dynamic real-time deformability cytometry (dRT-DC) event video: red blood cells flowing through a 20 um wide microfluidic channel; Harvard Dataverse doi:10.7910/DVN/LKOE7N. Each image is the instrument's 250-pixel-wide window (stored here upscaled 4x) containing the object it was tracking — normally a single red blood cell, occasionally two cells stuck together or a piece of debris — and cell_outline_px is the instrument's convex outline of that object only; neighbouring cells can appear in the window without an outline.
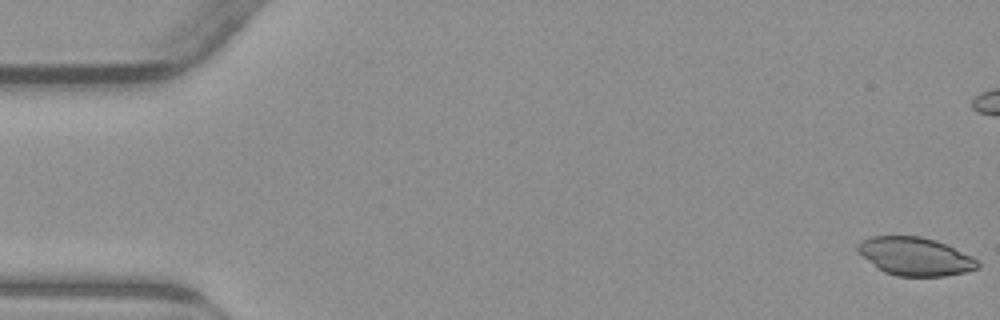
{"species": "common noctule bat (a hibernating species)", "species_latin": "Nyctalus noctula", "temperature_condition": "warm", "stored_images_in_passage": 55, "camera_frame_rate_fps": 3000, "um_per_image_px": 0.085, "animal": {"sex": "male", "body_mass_g": 23.1, "forearm_length_mm": 52.7}, "frame": {"image": 1, "passage_image": 1, "time_ms": 0.0, "image_size_px": [1000, 320], "cell_outline_px": [[980, 268], [964, 272], [944, 276], [896, 276], [884, 272], [856, 252], [856, 244], [860, 240], [872, 236], [920, 236], [936, 240], [972, 256], [980, 264]], "centroid_in_image_um": [77.75, 21.79], "position_along_channel_um": 7.2, "area_um2": 26.76}}
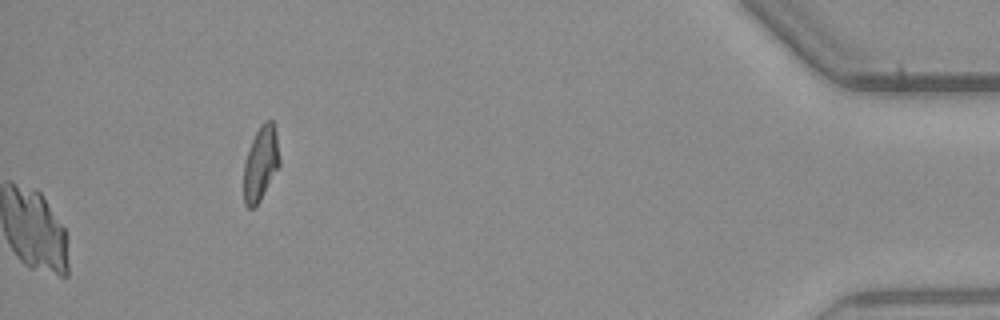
{"frame": {"image": 2, "passage_image": 55, "time_ms": 18.0, "image_size_px": [1000, 320], "cell_outline_px": [[280, 164], [260, 200], [252, 208], [248, 208], [244, 204], [244, 164], [252, 140], [260, 124], [264, 120], [272, 120], [276, 128], [280, 156]], "centroid_in_image_um": [22.18, 13.85], "position_along_channel_um": 413.0, "area_um2": 15.49}}